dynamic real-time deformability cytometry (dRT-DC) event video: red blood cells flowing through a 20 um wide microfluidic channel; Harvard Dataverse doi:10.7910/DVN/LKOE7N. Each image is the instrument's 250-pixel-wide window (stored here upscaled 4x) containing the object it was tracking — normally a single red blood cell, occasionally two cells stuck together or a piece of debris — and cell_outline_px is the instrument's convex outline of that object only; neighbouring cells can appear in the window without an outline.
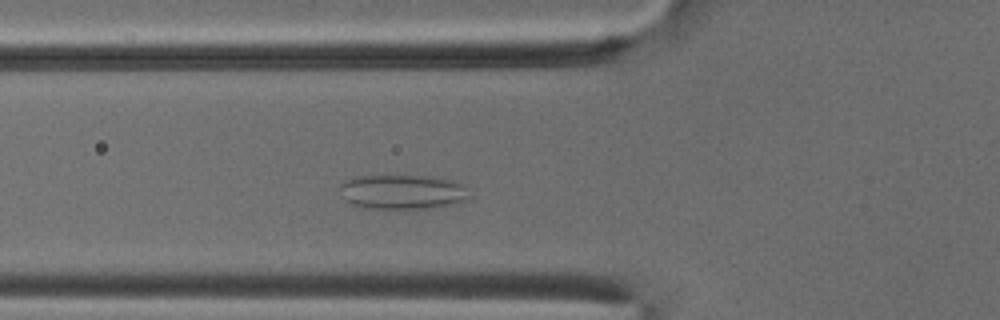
{"species": "common noctule bat (a hibernating species)", "species_latin": "Nyctalus noctula", "temperature_condition": "cold", "stored_images_in_passage": 47, "camera_frame_rate_fps": 3000, "um_per_image_px": 0.085, "animal": {"sex": "male", "body_mass_g": 18.8}, "frame": {"image": 1, "passage_image": 14, "time_ms": 4.333, "image_size_px": [1000, 320], "cell_outline_px": [[472, 196], [468, 200], [456, 204], [432, 208], [368, 208], [352, 204], [344, 200], [340, 188], [340, 184], [344, 180], [360, 176], [436, 176], [456, 180], [464, 184]], "centroid_in_image_um": [34.31, 16.3], "position_along_channel_um": 91.5, "area_um2": 26.53}}
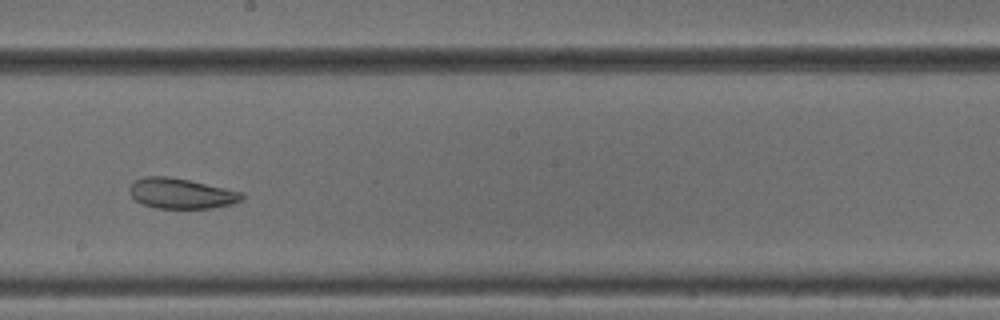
{"frame": {"image": 2, "passage_image": 25, "time_ms": 8.0, "image_size_px": [1000, 320], "cell_outline_px": [[244, 196], [240, 200], [232, 204], [212, 208], [156, 208], [144, 204], [136, 200], [128, 192], [128, 188], [136, 180], [144, 176], [168, 176], [188, 180], [244, 192]], "centroid_in_image_um": [15.39, 16.44], "position_along_channel_um": 232.8, "area_um2": 19.77}}
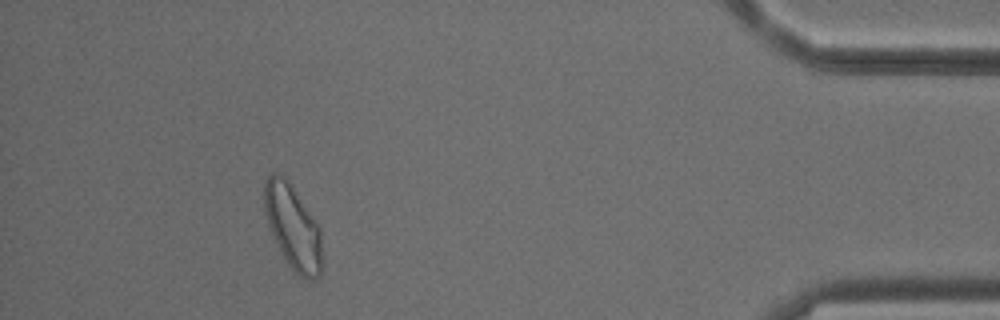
{"frame": {"image": 3, "passage_image": 43, "time_ms": 14.0, "image_size_px": [1000, 320], "cell_outline_px": [[320, 276], [312, 280], [308, 280], [300, 276], [288, 264], [276, 244], [268, 224], [264, 212], [264, 180], [272, 172], [276, 172], [284, 176], [292, 184], [320, 228]], "centroid_in_image_um": [24.86, 19.24], "position_along_channel_um": 410.3, "area_um2": 28.21}, "authors_computed_cell_mechanics": {"area_um2": 25.3164, "velocity_mm_per_s": 3.8316, "shape_relaxation_time_tau1_ms": null, "shape_relaxation_time_tau2_ms": 1.923, "deformation_change_tau1": null, "deformation_change_tau2": 0.0787}}